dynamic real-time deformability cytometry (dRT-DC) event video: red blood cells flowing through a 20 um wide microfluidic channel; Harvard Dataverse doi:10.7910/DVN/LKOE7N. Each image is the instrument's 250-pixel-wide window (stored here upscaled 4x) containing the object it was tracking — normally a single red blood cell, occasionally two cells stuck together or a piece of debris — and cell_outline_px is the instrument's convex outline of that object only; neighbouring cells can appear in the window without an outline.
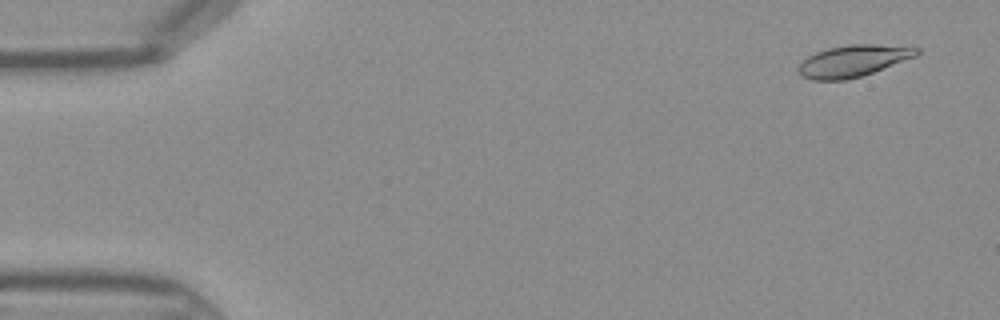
{"species": "Egyptian fruit bat (a non-hibernating species)", "species_latin": "Rousettus aegyptiacus", "temperature_condition": "warm", "stored_images_in_passage": 13, "camera_frame_rate_fps": 3000, "um_per_image_px": 0.085, "frame": {"image": 1, "passage_image": 3, "time_ms": 0.667, "image_size_px": [1000, 320], "cell_outline_px": [[920, 52], [916, 56], [872, 72], [860, 76], [844, 80], [812, 80], [804, 76], [796, 68], [808, 56], [816, 52], [828, 48], [848, 44], [872, 44], [920, 48]], "centroid_in_image_um": [72.5, 5.17], "position_along_channel_um": 12.5, "area_um2": 21.44}}